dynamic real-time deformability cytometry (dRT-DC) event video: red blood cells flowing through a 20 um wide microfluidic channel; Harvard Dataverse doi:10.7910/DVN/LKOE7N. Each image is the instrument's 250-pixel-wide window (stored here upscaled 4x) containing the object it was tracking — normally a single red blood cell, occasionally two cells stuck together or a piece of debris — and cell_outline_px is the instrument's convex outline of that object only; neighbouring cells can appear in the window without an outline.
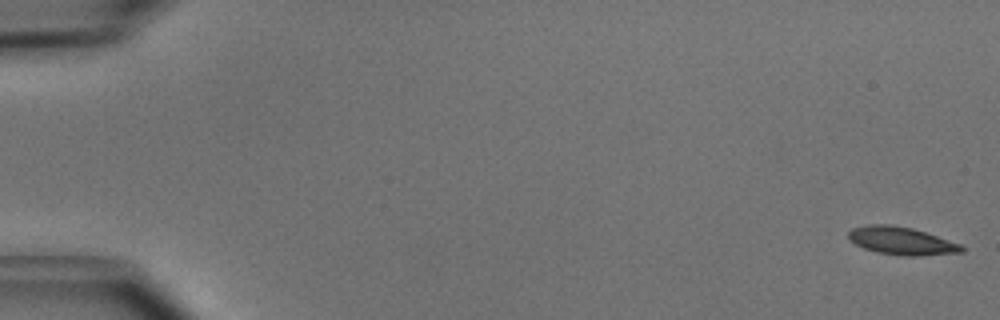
{"species": "common noctule bat (a hibernating species)", "species_latin": "Nyctalus noctula", "temperature_condition": "cold", "stored_images_in_passage": 18, "camera_frame_rate_fps": 3000, "um_per_image_px": 0.085, "animal": {"sex": "male", "body_mass_g": 15.6}, "frame": {"image": 1, "passage_image": 1, "time_ms": 0.0, "image_size_px": [1000, 320], "cell_outline_px": [[964, 252], [920, 256], [900, 256], [876, 252], [864, 248], [856, 244], [848, 236], [848, 232], [852, 228], [868, 224], [892, 224], [912, 228], [960, 244], [964, 248]], "centroid_in_image_um": [76.61, 20.48], "position_along_channel_um": 8.4, "area_um2": 18.32}}
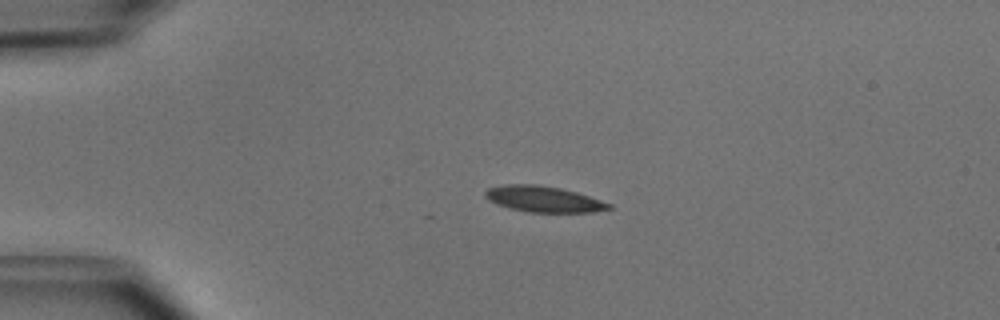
{"frame": {"image": 2, "passage_image": 12, "time_ms": 3.667, "image_size_px": [1000, 320], "cell_outline_px": [[612, 208], [592, 212], [528, 212], [496, 204], [488, 200], [484, 196], [484, 192], [488, 188], [504, 184], [536, 184], [560, 188], [576, 192], [612, 204]], "centroid_in_image_um": [46.17, 16.91], "position_along_channel_um": 38.8, "area_um2": 18.61}}